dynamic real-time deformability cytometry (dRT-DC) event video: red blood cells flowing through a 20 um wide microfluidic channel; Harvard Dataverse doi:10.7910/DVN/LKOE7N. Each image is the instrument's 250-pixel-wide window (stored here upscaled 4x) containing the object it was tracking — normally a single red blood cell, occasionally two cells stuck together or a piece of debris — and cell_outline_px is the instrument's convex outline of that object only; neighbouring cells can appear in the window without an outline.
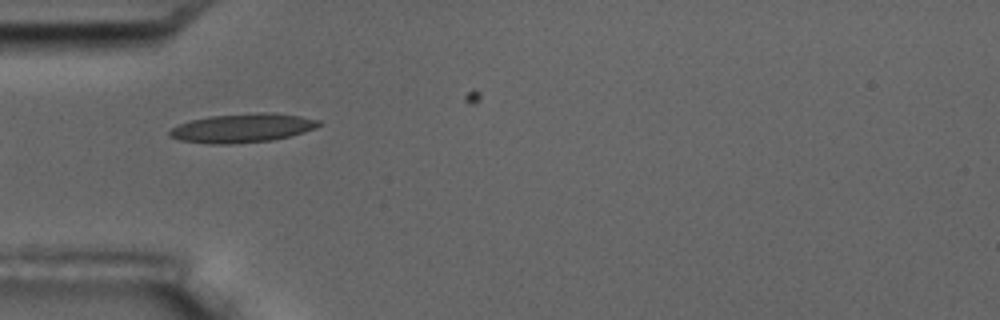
{"species": "common noctule bat (a hibernating species)", "species_latin": "Nyctalus noctula", "temperature_condition": "room temperature", "stored_images_in_passage": 7, "camera_frame_rate_fps": 3000, "um_per_image_px": 0.085, "animal": {"sex": "male", "body_mass_g": 17.5, "forearm_length_mm": 52.3}, "frame": {"image": 1, "passage_image": 6, "time_ms": 5.667, "image_size_px": [1000, 320], "cell_outline_px": [[324, 124], [316, 128], [304, 132], [272, 140], [232, 144], [208, 144], [180, 140], [168, 136], [168, 132], [172, 128], [188, 120], [208, 116], [260, 112], [268, 112], [300, 116], [320, 120]], "centroid_in_image_um": [20.6, 10.88], "position_along_channel_um": 64.4, "area_um2": 25.32}}